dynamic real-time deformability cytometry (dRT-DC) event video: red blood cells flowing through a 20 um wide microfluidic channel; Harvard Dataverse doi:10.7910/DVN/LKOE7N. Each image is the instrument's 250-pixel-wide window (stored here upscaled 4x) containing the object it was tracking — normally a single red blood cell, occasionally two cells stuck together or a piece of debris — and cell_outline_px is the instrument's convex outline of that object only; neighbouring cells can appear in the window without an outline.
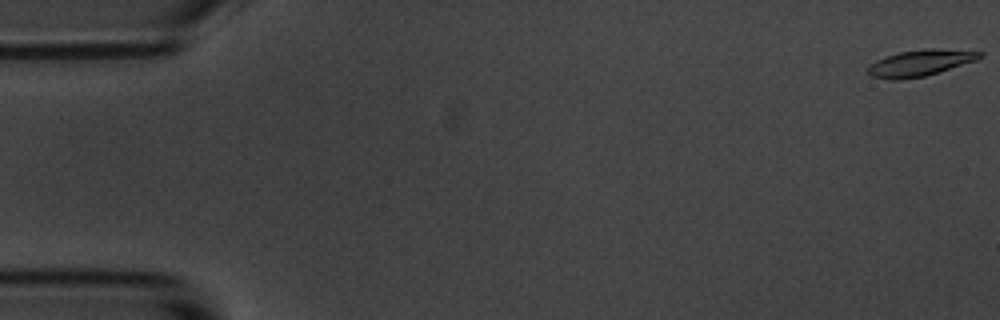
{"species": "common noctule bat (a hibernating species)", "species_latin": "Nyctalus noctula", "temperature_condition": "room temperature", "stored_images_in_passage": 7, "camera_frame_rate_fps": 3000, "um_per_image_px": 0.085, "animal": {"sex": "male", "body_mass_g": 20.1, "forearm_length_mm": 53.5}, "frame": {"image": 1, "passage_image": 1, "time_ms": 0.0, "image_size_px": [1000, 320], "cell_outline_px": [[984, 56], [976, 60], [924, 76], [896, 80], [892, 80], [872, 76], [868, 72], [868, 68], [876, 60], [884, 56], [900, 52], [924, 48], [932, 48], [984, 52]], "centroid_in_image_um": [78.22, 5.33], "position_along_channel_um": 6.8, "area_um2": 16.88}}
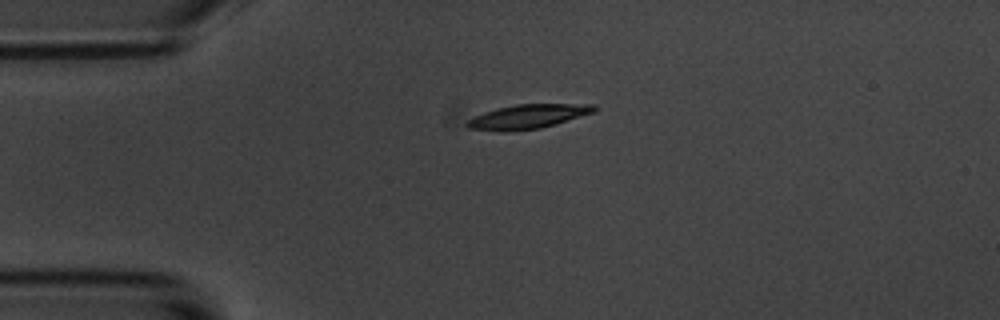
{"frame": {"image": 2, "passage_image": 5, "time_ms": 4.333, "image_size_px": [1000, 320], "cell_outline_px": [[596, 112], [556, 124], [540, 128], [508, 132], [504, 132], [468, 128], [464, 124], [468, 120], [484, 112], [496, 108], [516, 104], [596, 104]], "centroid_in_image_um": [44.89, 9.91], "position_along_channel_um": 40.1, "area_um2": 18.09}}